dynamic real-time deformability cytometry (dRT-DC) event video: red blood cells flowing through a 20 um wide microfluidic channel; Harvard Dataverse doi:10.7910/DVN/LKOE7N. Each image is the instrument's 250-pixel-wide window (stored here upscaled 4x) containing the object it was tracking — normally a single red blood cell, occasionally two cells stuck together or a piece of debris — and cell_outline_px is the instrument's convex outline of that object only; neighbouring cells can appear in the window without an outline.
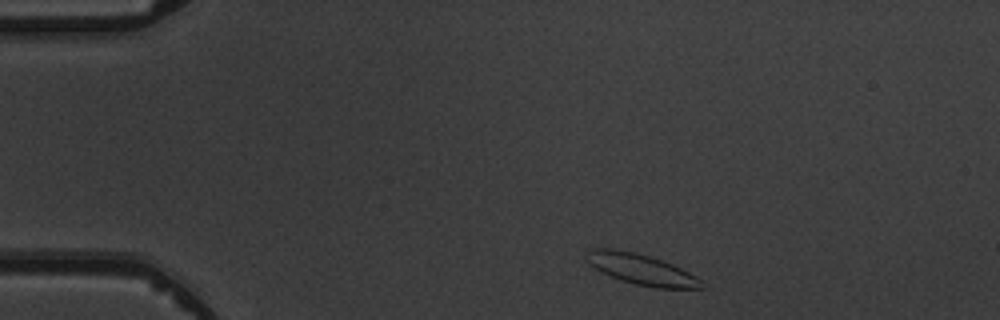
{"species": "common noctule bat (a hibernating species)", "species_latin": "Nyctalus noctula", "temperature_condition": "warm", "stored_images_in_passage": 3, "segment_of_instrument_passage": [1, 2], "camera_frame_rate_fps": 3000, "um_per_image_px": 0.085, "animal": {"sex": "male", "body_mass_g": 19.5, "forearm_length_mm": 54.6}, "frame": {"image": 1, "passage_image": 1, "time_ms": 0.0, "image_size_px": [1000, 320], "cell_outline_px": [[708, 288], [656, 288], [636, 284], [620, 280], [600, 272], [588, 264], [584, 260], [584, 252], [592, 248], [612, 248], [636, 252], [672, 264], [704, 280]], "centroid_in_image_um": [54.47, 22.89], "position_along_channel_um": 30.5, "area_um2": 20.98}}